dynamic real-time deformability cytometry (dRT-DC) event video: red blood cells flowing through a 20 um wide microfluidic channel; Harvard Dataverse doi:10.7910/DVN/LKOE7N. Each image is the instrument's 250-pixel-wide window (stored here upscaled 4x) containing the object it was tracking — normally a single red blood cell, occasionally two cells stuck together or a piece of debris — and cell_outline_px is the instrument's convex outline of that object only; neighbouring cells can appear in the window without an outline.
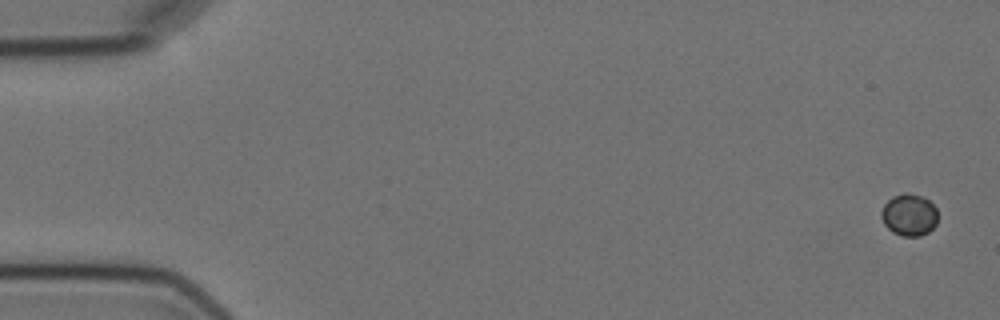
{"species": "Egyptian fruit bat (a non-hibernating species)", "species_latin": "Rousettus aegyptiacus", "temperature_condition": "cold", "stored_images_in_passage": 6, "camera_frame_rate_fps": 3000, "um_per_image_px": 0.085, "animal": {"sex": "female"}, "frame": {"image": 1, "passage_image": 1, "time_ms": 0.0, "image_size_px": [1000, 320], "cell_outline_px": [[936, 224], [928, 232], [920, 236], [904, 236], [892, 232], [884, 224], [880, 216], [880, 212], [884, 204], [892, 196], [904, 192], [908, 192], [924, 196], [936, 208]], "centroid_in_image_um": [77.25, 18.24], "position_along_channel_um": 7.7, "area_um2": 13.93}}
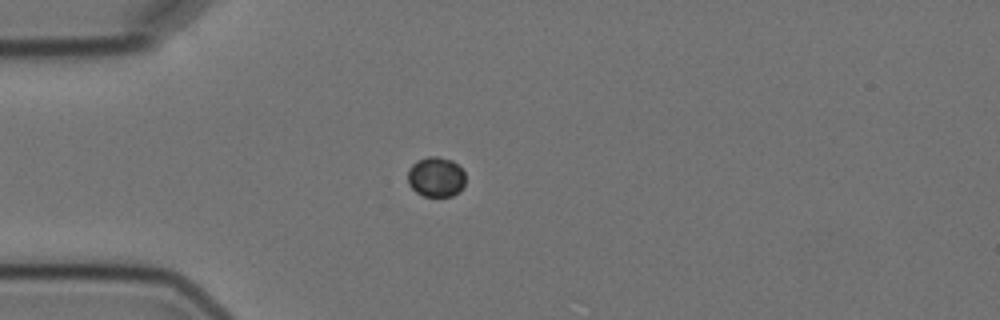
{"frame": {"image": 2, "passage_image": 5, "time_ms": 4.667, "image_size_px": [1000, 320], "cell_outline_px": [[464, 184], [460, 192], [452, 196], [424, 196], [416, 192], [408, 184], [408, 168], [416, 160], [428, 156], [436, 156], [452, 160], [464, 172]], "centroid_in_image_um": [37.04, 15.04], "position_along_channel_um": 48.0, "area_um2": 13.53}}
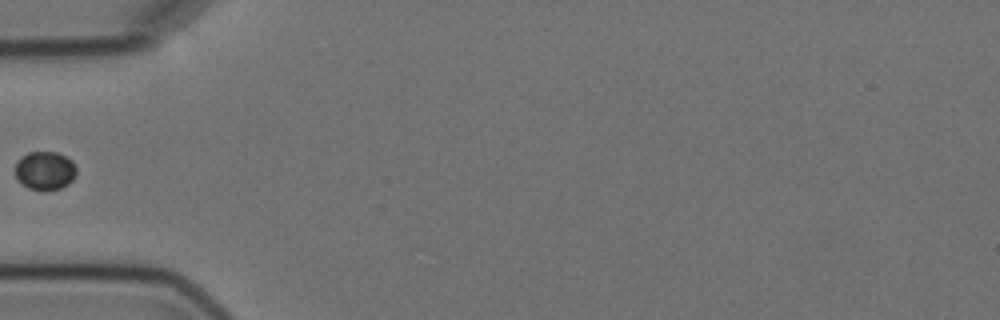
{"frame": {"image": 3, "passage_image": 6, "time_ms": 6.0, "image_size_px": [1000, 320], "cell_outline_px": [[76, 172], [72, 180], [68, 184], [60, 188], [44, 192], [28, 188], [16, 180], [16, 164], [20, 156], [28, 152], [56, 152], [72, 160], [76, 168]], "centroid_in_image_um": [3.8, 14.52], "position_along_channel_um": 81.2, "area_um2": 13.93}}